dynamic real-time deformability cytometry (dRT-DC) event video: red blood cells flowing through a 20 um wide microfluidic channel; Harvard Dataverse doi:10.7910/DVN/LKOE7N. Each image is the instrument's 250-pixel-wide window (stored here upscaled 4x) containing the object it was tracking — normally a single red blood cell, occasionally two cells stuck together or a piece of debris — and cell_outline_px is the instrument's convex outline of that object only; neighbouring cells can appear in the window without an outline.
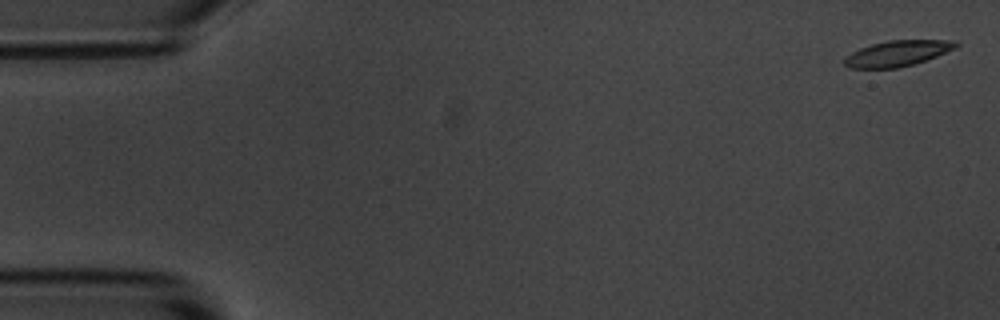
{"species": "common noctule bat (a hibernating species)", "species_latin": "Nyctalus noctula", "temperature_condition": "room temperature", "stored_images_in_passage": 5, "camera_frame_rate_fps": 3000, "um_per_image_px": 0.085, "animal": {"sex": "male", "body_mass_g": 20.1, "forearm_length_mm": 53.5}, "frame": {"image": 1, "passage_image": 1, "time_ms": 0.0, "image_size_px": [1000, 320], "cell_outline_px": [[960, 44], [956, 48], [936, 56], [912, 64], [896, 68], [848, 68], [844, 64], [844, 56], [860, 48], [872, 44], [888, 40], [956, 40]], "centroid_in_image_um": [76.27, 4.53], "position_along_channel_um": 8.7, "area_um2": 16.65}}
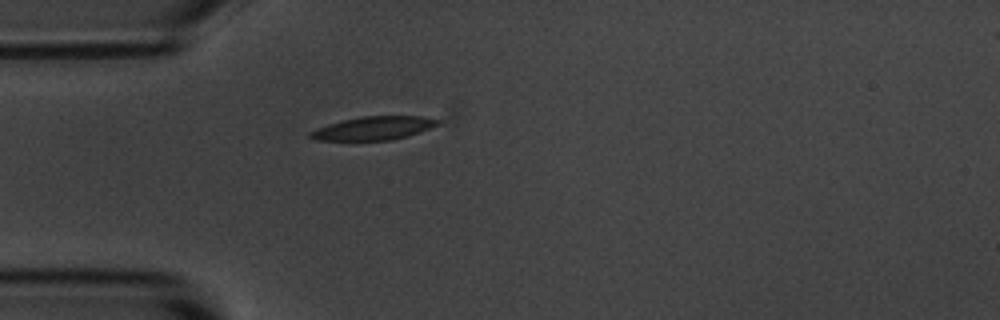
{"frame": {"image": 2, "passage_image": 5, "time_ms": 4.667, "image_size_px": [1000, 320], "cell_outline_px": [[440, 124], [420, 132], [408, 136], [392, 140], [316, 140], [308, 136], [308, 132], [316, 128], [328, 124], [360, 116], [420, 116], [440, 120]], "centroid_in_image_um": [31.75, 10.9], "position_along_channel_um": 53.3, "area_um2": 17.4}}